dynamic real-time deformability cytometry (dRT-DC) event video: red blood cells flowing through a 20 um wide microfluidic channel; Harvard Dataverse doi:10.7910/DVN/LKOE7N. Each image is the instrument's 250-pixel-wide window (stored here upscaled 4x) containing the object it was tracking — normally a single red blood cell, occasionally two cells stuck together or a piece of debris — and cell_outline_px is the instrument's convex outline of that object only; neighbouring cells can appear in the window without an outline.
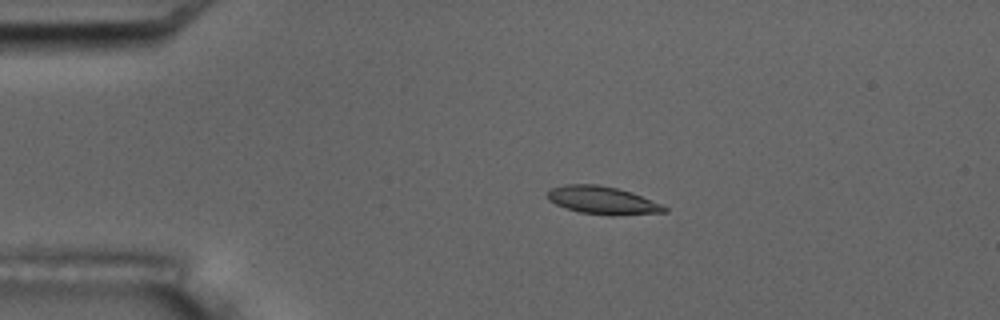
{"species": "common noctule bat (a hibernating species)", "species_latin": "Nyctalus noctula", "temperature_condition": "room temperature", "stored_images_in_passage": 10, "camera_frame_rate_fps": 3000, "um_per_image_px": 0.085, "animal": {"sex": "male", "body_mass_g": 17.5, "forearm_length_mm": 52.3}, "frame": {"image": 1, "passage_image": 4, "time_ms": 3.667, "image_size_px": [1000, 320], "cell_outline_px": [[668, 212], [612, 216], [608, 216], [580, 212], [556, 204], [548, 200], [548, 192], [552, 188], [564, 184], [596, 184], [616, 188], [632, 192], [660, 204], [668, 208]], "centroid_in_image_um": [51.23, 17.03], "position_along_channel_um": 33.8, "area_um2": 18.9}}
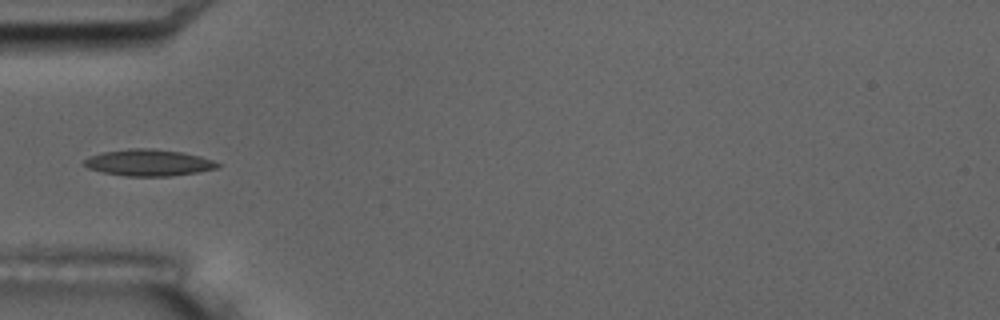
{"frame": {"image": 2, "passage_image": 6, "time_ms": 6.0, "image_size_px": [1000, 320], "cell_outline_px": [[220, 168], [172, 176], [124, 176], [104, 172], [88, 168], [80, 164], [88, 156], [100, 152], [132, 148], [152, 148], [184, 152], [200, 156], [212, 160], [220, 164]], "centroid_in_image_um": [12.6, 13.82], "position_along_channel_um": 72.4, "area_um2": 20.87}}
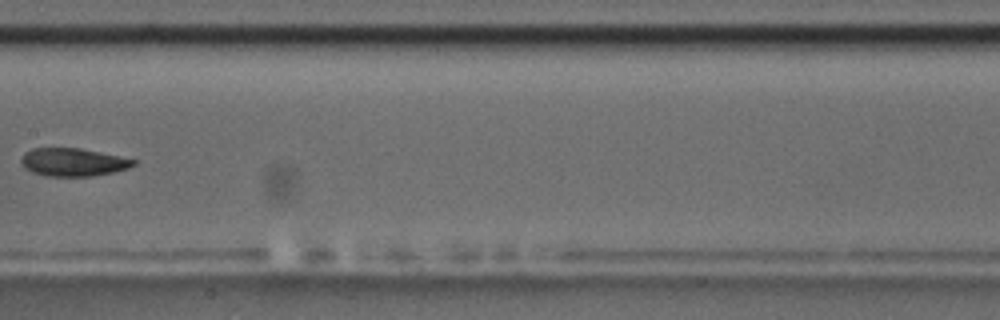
{"frame": {"image": 3, "passage_image": 9, "time_ms": 9.667, "image_size_px": [1000, 320], "cell_outline_px": [[136, 164], [128, 168], [112, 172], [92, 176], [44, 176], [32, 172], [24, 168], [20, 160], [24, 152], [32, 148], [80, 148], [100, 152], [136, 160]], "centroid_in_image_um": [6.17, 13.78], "position_along_channel_um": 201.2, "area_um2": 18.32}}